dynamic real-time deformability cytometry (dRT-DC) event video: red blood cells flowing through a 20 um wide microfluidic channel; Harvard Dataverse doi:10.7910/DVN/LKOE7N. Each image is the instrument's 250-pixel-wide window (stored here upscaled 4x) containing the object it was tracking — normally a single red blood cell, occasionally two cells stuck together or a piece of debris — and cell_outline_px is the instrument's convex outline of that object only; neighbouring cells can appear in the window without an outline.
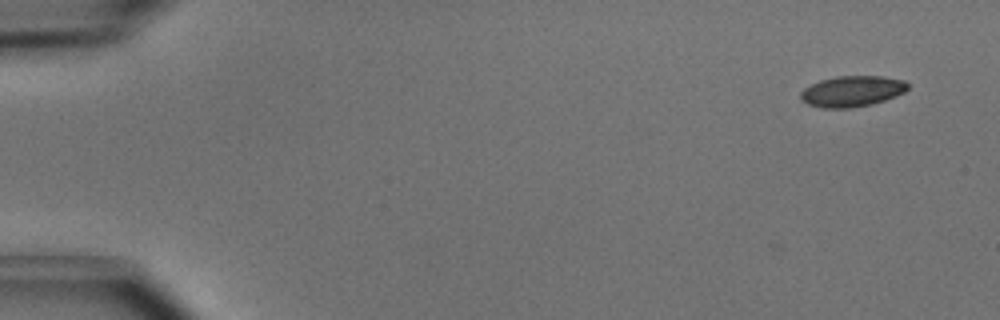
{"species": "common noctule bat (a hibernating species)", "species_latin": "Nyctalus noctula", "temperature_condition": "cold", "stored_images_in_passage": 7, "camera_frame_rate_fps": 3000, "um_per_image_px": 0.085, "animal": {"sex": "male", "body_mass_g": 15.6}, "frame": {"image": 1, "passage_image": 2, "time_ms": 0.333, "image_size_px": [1000, 320], "cell_outline_px": [[908, 88], [904, 92], [896, 96], [872, 104], [848, 108], [824, 108], [808, 104], [800, 100], [800, 92], [804, 88], [820, 80], [836, 76], [884, 76], [904, 80], [908, 84]], "centroid_in_image_um": [72.42, 7.75], "position_along_channel_um": 12.6, "area_um2": 19.31}}
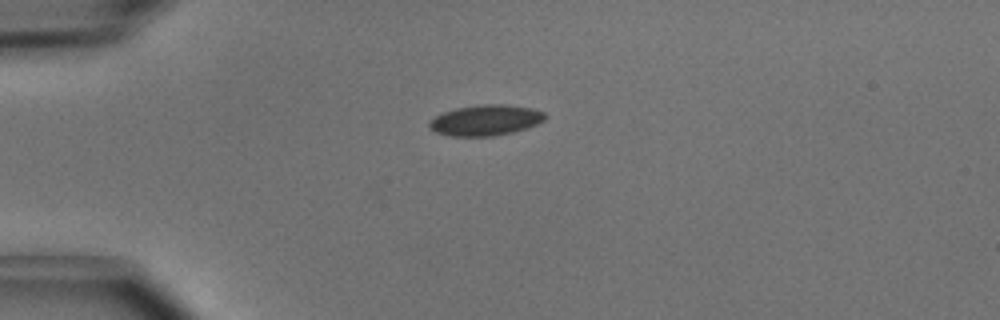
{"frame": {"image": 2, "passage_image": 5, "time_ms": 1.333, "image_size_px": [1000, 320], "cell_outline_px": [[548, 116], [544, 120], [536, 124], [512, 132], [492, 136], [452, 136], [436, 132], [428, 124], [436, 116], [444, 112], [456, 108], [480, 104], [508, 104], [532, 108], [544, 112]], "centroid_in_image_um": [41.31, 10.2], "position_along_channel_um": 43.7, "area_um2": 20.52}}